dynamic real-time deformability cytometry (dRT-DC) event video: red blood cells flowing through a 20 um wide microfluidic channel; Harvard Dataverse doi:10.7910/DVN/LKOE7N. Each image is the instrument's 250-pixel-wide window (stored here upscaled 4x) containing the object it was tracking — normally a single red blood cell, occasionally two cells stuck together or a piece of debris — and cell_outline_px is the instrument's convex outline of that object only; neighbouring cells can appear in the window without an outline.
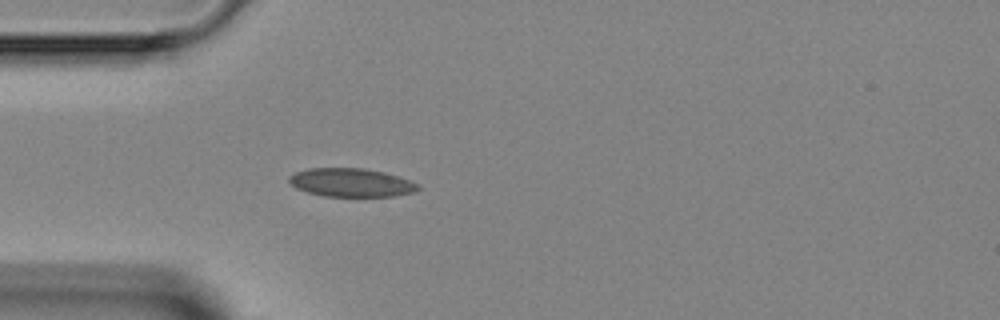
{"species": "Egyptian fruit bat (a non-hibernating species)", "species_latin": "Rousettus aegyptiacus", "temperature_condition": "room temperature", "stored_images_in_passage": 4, "camera_frame_rate_fps": 3000, "um_per_image_px": 0.085, "animal": {"sex": "female"}, "frame": {"image": 1, "passage_image": 4, "time_ms": 3.667, "image_size_px": [1000, 320], "cell_outline_px": [[420, 188], [416, 192], [392, 196], [324, 196], [308, 192], [296, 188], [288, 180], [288, 176], [296, 172], [308, 168], [364, 168], [384, 172], [420, 184]], "centroid_in_image_um": [29.85, 15.51], "position_along_channel_um": 55.1, "area_um2": 21.33}}